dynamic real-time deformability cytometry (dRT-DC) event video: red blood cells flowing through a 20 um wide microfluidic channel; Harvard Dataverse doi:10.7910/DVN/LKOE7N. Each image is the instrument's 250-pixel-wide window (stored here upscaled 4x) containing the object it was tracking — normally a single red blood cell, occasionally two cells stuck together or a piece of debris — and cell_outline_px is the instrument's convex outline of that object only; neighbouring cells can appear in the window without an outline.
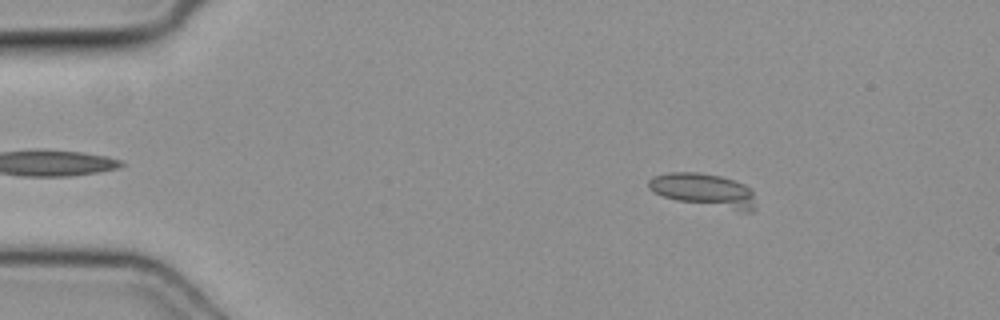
{"species": "common noctule bat (a hibernating species)", "species_latin": "Nyctalus noctula", "temperature_condition": "cold", "stored_images_in_passage": 13, "camera_frame_rate_fps": 3000, "um_per_image_px": 0.085, "animal": {"sex": "female", "body_mass_g": 19.3, "forearm_length_mm": 54.1}, "frame": {"image": 1, "passage_image": 8, "time_ms": 2.333, "image_size_px": [1000, 320], "cell_outline_px": [[756, 208], [752, 212], [740, 212], [676, 200], [664, 196], [648, 188], [648, 180], [652, 176], [668, 172], [696, 172], [720, 176], [744, 184], [752, 188], [756, 204]], "centroid_in_image_um": [59.89, 16.19], "position_along_channel_um": 25.1, "area_um2": 21.21}}